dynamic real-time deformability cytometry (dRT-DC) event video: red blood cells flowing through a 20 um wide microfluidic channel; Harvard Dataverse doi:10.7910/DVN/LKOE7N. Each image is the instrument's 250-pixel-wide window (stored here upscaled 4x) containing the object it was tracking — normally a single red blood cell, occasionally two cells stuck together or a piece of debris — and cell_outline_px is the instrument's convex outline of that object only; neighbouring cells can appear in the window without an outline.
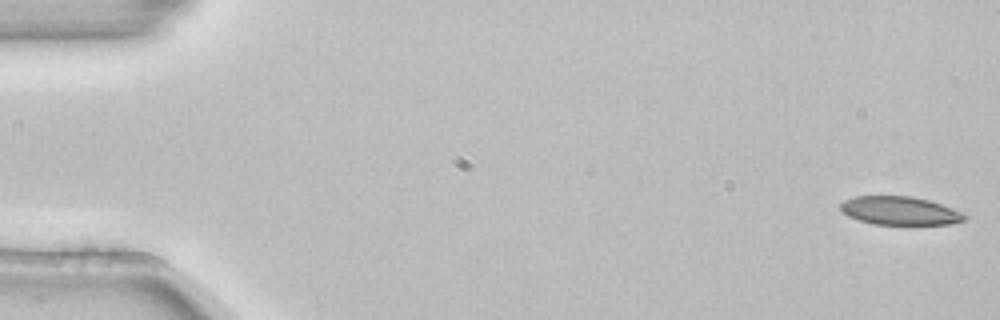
{"species": "common noctule bat (a hibernating species)", "species_latin": "Nyctalus noctula", "temperature_condition": "room temperature", "stored_images_in_passage": 5, "camera_frame_rate_fps": 3000, "um_per_image_px": 0.085, "animal": {"sex": "female", "body_mass_g": 22.7, "forearm_length_mm": 54.2}, "frame": {"image": 1, "passage_image": 1, "time_ms": 0.0, "image_size_px": [1000, 320], "cell_outline_px": [[968, 216], [964, 220], [952, 224], [872, 224], [848, 216], [840, 208], [840, 204], [844, 200], [856, 196], [912, 196], [928, 200], [940, 204], [960, 212]], "centroid_in_image_um": [76.47, 17.91], "position_along_channel_um": 8.5, "area_um2": 20.29}}
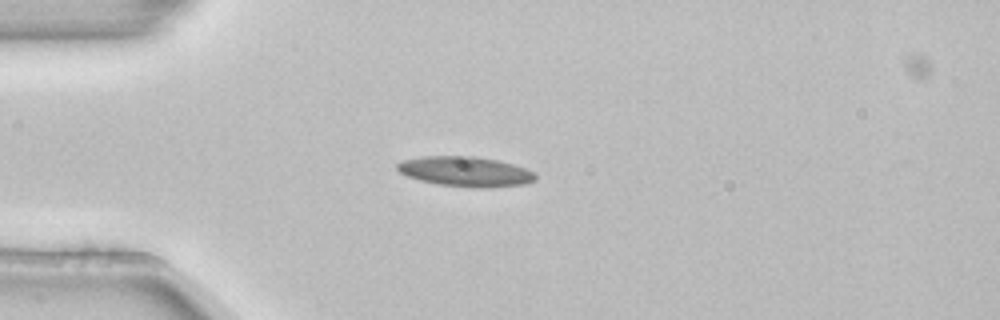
{"frame": {"image": 2, "passage_image": 4, "time_ms": 1.0, "image_size_px": [1000, 320], "cell_outline_px": [[536, 180], [524, 184], [492, 188], [472, 188], [440, 184], [420, 180], [408, 176], [400, 172], [396, 168], [396, 164], [404, 160], [420, 156], [472, 156], [496, 160], [512, 164], [536, 172]], "centroid_in_image_um": [39.59, 14.59], "position_along_channel_um": 45.4, "area_um2": 24.16}}